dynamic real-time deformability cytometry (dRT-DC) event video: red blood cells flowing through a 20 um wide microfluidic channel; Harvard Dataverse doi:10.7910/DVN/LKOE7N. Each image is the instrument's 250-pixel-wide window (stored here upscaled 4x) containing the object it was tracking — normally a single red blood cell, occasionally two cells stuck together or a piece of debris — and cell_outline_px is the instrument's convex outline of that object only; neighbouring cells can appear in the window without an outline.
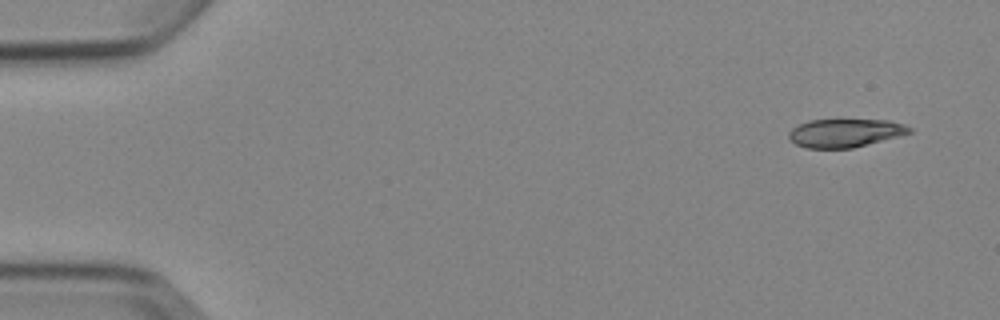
{"species": "Egyptian fruit bat (a non-hibernating species)", "species_latin": "Rousettus aegyptiacus", "temperature_condition": "cold", "stored_images_in_passage": 5, "camera_frame_rate_fps": 3000, "um_per_image_px": 0.085, "animal": {"sex": "female"}, "frame": {"image": 1, "passage_image": 1, "time_ms": 0.0, "image_size_px": [1000, 320], "cell_outline_px": [[912, 132], [900, 136], [852, 148], [808, 148], [796, 144], [788, 136], [788, 132], [792, 128], [808, 120], [888, 120], [904, 124], [912, 128]], "centroid_in_image_um": [71.85, 11.3], "position_along_channel_um": 13.1, "area_um2": 19.83}}
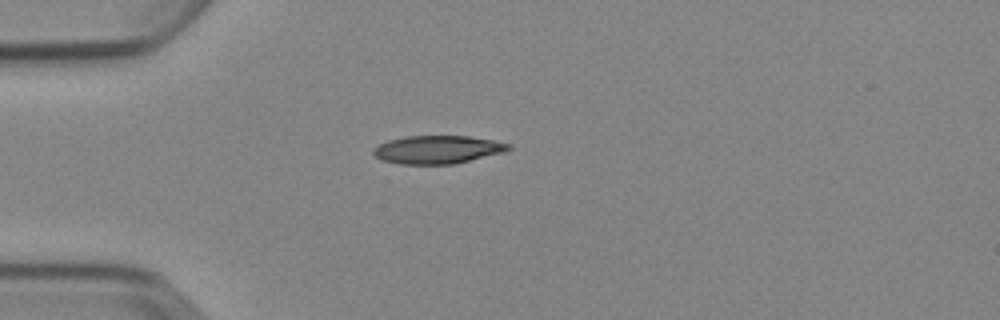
{"frame": {"image": 2, "passage_image": 4, "time_ms": 3.667, "image_size_px": [1000, 320], "cell_outline_px": [[512, 148], [504, 152], [452, 164], [400, 164], [380, 160], [372, 152], [372, 148], [388, 140], [404, 136], [468, 136], [492, 140], [512, 144]], "centroid_in_image_um": [37.17, 12.71], "position_along_channel_um": 47.8, "area_um2": 22.14}}